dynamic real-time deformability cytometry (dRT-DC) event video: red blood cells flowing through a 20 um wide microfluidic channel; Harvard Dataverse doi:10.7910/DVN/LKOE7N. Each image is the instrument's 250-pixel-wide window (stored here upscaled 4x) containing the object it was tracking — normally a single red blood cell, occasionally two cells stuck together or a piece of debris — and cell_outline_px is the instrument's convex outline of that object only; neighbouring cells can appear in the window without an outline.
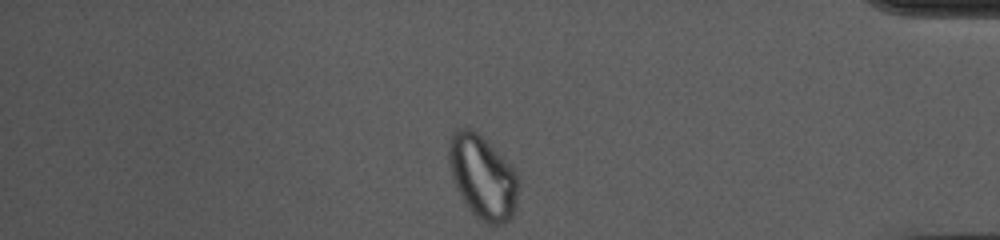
{"species": "common noctule bat (a hibernating species)", "species_latin": "Nyctalus noctula", "temperature_condition": "cold", "stored_images_in_passage": 41, "camera_frame_rate_fps": 3000, "um_per_image_px": 0.085, "animal": {"sex": "female", "body_mass_g": 10.0, "forearm_length_mm": 53.1}, "frame": {"image": 1, "passage_image": 41, "time_ms": 13.333, "image_size_px": [1000, 240], "cell_outline_px": [[520, 180], [516, 204], [512, 216], [504, 224], [488, 224], [476, 216], [468, 208], [456, 188], [452, 180], [448, 160], [448, 144], [452, 132], [456, 128], [472, 128], [516, 172]], "centroid_in_image_um": [41.0, 15.06], "position_along_channel_um": 394.2, "area_um2": 33.64}}